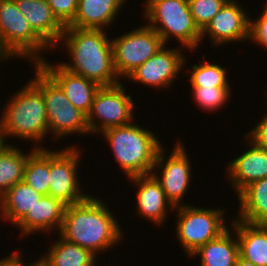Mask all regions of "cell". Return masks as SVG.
I'll list each match as a JSON object with an SVG mask.
<instances>
[{
	"label": "cell",
	"mask_w": 267,
	"mask_h": 266,
	"mask_svg": "<svg viewBox=\"0 0 267 266\" xmlns=\"http://www.w3.org/2000/svg\"><path fill=\"white\" fill-rule=\"evenodd\" d=\"M105 201L89 195L84 201L67 205L59 235L95 255L118 245L123 230Z\"/></svg>",
	"instance_id": "6da1fadb"
},
{
	"label": "cell",
	"mask_w": 267,
	"mask_h": 266,
	"mask_svg": "<svg viewBox=\"0 0 267 266\" xmlns=\"http://www.w3.org/2000/svg\"><path fill=\"white\" fill-rule=\"evenodd\" d=\"M106 29H80L67 26L57 47L69 52L70 62L59 64L71 73L92 80L100 86L121 83L114 67L112 39Z\"/></svg>",
	"instance_id": "7a4b0ae2"
},
{
	"label": "cell",
	"mask_w": 267,
	"mask_h": 266,
	"mask_svg": "<svg viewBox=\"0 0 267 266\" xmlns=\"http://www.w3.org/2000/svg\"><path fill=\"white\" fill-rule=\"evenodd\" d=\"M7 102L0 115V142L15 137L35 141L36 149L46 148L39 144L49 134L43 93L29 80Z\"/></svg>",
	"instance_id": "3957f363"
},
{
	"label": "cell",
	"mask_w": 267,
	"mask_h": 266,
	"mask_svg": "<svg viewBox=\"0 0 267 266\" xmlns=\"http://www.w3.org/2000/svg\"><path fill=\"white\" fill-rule=\"evenodd\" d=\"M142 127L132 122L100 133L127 178L151 174L158 150L163 146L159 137Z\"/></svg>",
	"instance_id": "277c9868"
},
{
	"label": "cell",
	"mask_w": 267,
	"mask_h": 266,
	"mask_svg": "<svg viewBox=\"0 0 267 266\" xmlns=\"http://www.w3.org/2000/svg\"><path fill=\"white\" fill-rule=\"evenodd\" d=\"M143 16L166 45L171 37L191 52L201 44V31L195 25L188 0H145ZM149 21V23H148Z\"/></svg>",
	"instance_id": "5b68a950"
},
{
	"label": "cell",
	"mask_w": 267,
	"mask_h": 266,
	"mask_svg": "<svg viewBox=\"0 0 267 266\" xmlns=\"http://www.w3.org/2000/svg\"><path fill=\"white\" fill-rule=\"evenodd\" d=\"M48 49L50 47L33 31L16 2L0 0V62L15 57L29 58L34 65L45 58L41 52H48Z\"/></svg>",
	"instance_id": "8992f818"
},
{
	"label": "cell",
	"mask_w": 267,
	"mask_h": 266,
	"mask_svg": "<svg viewBox=\"0 0 267 266\" xmlns=\"http://www.w3.org/2000/svg\"><path fill=\"white\" fill-rule=\"evenodd\" d=\"M33 67L35 78L30 81L43 93L52 138L58 141L71 134L84 136L90 133L87 115L69 101L61 88L37 64Z\"/></svg>",
	"instance_id": "52a82bcc"
},
{
	"label": "cell",
	"mask_w": 267,
	"mask_h": 266,
	"mask_svg": "<svg viewBox=\"0 0 267 266\" xmlns=\"http://www.w3.org/2000/svg\"><path fill=\"white\" fill-rule=\"evenodd\" d=\"M174 210L178 213L176 237L189 257L229 227L224 218L225 208H202L190 204L175 207Z\"/></svg>",
	"instance_id": "ba28073f"
},
{
	"label": "cell",
	"mask_w": 267,
	"mask_h": 266,
	"mask_svg": "<svg viewBox=\"0 0 267 266\" xmlns=\"http://www.w3.org/2000/svg\"><path fill=\"white\" fill-rule=\"evenodd\" d=\"M125 89L122 83L99 88L87 114L90 134L97 135L106 129L124 126L134 121L135 103L132 96L126 94Z\"/></svg>",
	"instance_id": "9c48e42d"
},
{
	"label": "cell",
	"mask_w": 267,
	"mask_h": 266,
	"mask_svg": "<svg viewBox=\"0 0 267 266\" xmlns=\"http://www.w3.org/2000/svg\"><path fill=\"white\" fill-rule=\"evenodd\" d=\"M112 41L114 67L119 78H126L153 57L165 44L147 24L126 32Z\"/></svg>",
	"instance_id": "30bf717a"
},
{
	"label": "cell",
	"mask_w": 267,
	"mask_h": 266,
	"mask_svg": "<svg viewBox=\"0 0 267 266\" xmlns=\"http://www.w3.org/2000/svg\"><path fill=\"white\" fill-rule=\"evenodd\" d=\"M183 142H176L172 151L169 153V157L166 158L164 154L166 149L162 146L157 153L155 164L151 174L160 183L167 200L173 205V207H179L183 205H189L182 202L184 195L189 189L192 179V163H190L186 146ZM165 159V160H164ZM158 168V169H157ZM162 168V169H161ZM159 172V170L161 172Z\"/></svg>",
	"instance_id": "8fae6325"
},
{
	"label": "cell",
	"mask_w": 267,
	"mask_h": 266,
	"mask_svg": "<svg viewBox=\"0 0 267 266\" xmlns=\"http://www.w3.org/2000/svg\"><path fill=\"white\" fill-rule=\"evenodd\" d=\"M65 148L50 151L49 195L66 205H71L84 201L89 194L85 191L81 193L83 190L77 174L82 154L80 149L75 146Z\"/></svg>",
	"instance_id": "7c38bea8"
},
{
	"label": "cell",
	"mask_w": 267,
	"mask_h": 266,
	"mask_svg": "<svg viewBox=\"0 0 267 266\" xmlns=\"http://www.w3.org/2000/svg\"><path fill=\"white\" fill-rule=\"evenodd\" d=\"M166 46L164 45L153 57L133 70L127 78L136 84L139 82L158 90L171 87L187 64V59L181 51L186 49H181L183 48L181 46L179 49L177 47L168 49Z\"/></svg>",
	"instance_id": "4fadbf2b"
},
{
	"label": "cell",
	"mask_w": 267,
	"mask_h": 266,
	"mask_svg": "<svg viewBox=\"0 0 267 266\" xmlns=\"http://www.w3.org/2000/svg\"><path fill=\"white\" fill-rule=\"evenodd\" d=\"M239 4L236 0H229L201 31V41L208 36L212 45L222 46L249 40L251 18Z\"/></svg>",
	"instance_id": "5bb4252c"
},
{
	"label": "cell",
	"mask_w": 267,
	"mask_h": 266,
	"mask_svg": "<svg viewBox=\"0 0 267 266\" xmlns=\"http://www.w3.org/2000/svg\"><path fill=\"white\" fill-rule=\"evenodd\" d=\"M45 59L39 61L37 65L61 88L69 101L87 115L101 86L83 76L71 73L58 62L51 64Z\"/></svg>",
	"instance_id": "9a60e30c"
},
{
	"label": "cell",
	"mask_w": 267,
	"mask_h": 266,
	"mask_svg": "<svg viewBox=\"0 0 267 266\" xmlns=\"http://www.w3.org/2000/svg\"><path fill=\"white\" fill-rule=\"evenodd\" d=\"M244 138L248 149L229 161L225 169L237 195L252 182L267 177V151Z\"/></svg>",
	"instance_id": "2e32d148"
},
{
	"label": "cell",
	"mask_w": 267,
	"mask_h": 266,
	"mask_svg": "<svg viewBox=\"0 0 267 266\" xmlns=\"http://www.w3.org/2000/svg\"><path fill=\"white\" fill-rule=\"evenodd\" d=\"M129 179L137 186L136 204L138 215L157 225H164L168 209L174 210L173 205L167 200L160 183L152 174L133 176ZM168 208V209H167ZM164 223V224H163Z\"/></svg>",
	"instance_id": "e0dca14e"
},
{
	"label": "cell",
	"mask_w": 267,
	"mask_h": 266,
	"mask_svg": "<svg viewBox=\"0 0 267 266\" xmlns=\"http://www.w3.org/2000/svg\"><path fill=\"white\" fill-rule=\"evenodd\" d=\"M66 206V204L55 197L43 195L14 227L21 228L19 236L22 235V237H27L30 233L36 234L38 231L43 233L53 232L56 228L59 232L63 223Z\"/></svg>",
	"instance_id": "ac0fdd59"
},
{
	"label": "cell",
	"mask_w": 267,
	"mask_h": 266,
	"mask_svg": "<svg viewBox=\"0 0 267 266\" xmlns=\"http://www.w3.org/2000/svg\"><path fill=\"white\" fill-rule=\"evenodd\" d=\"M33 31L50 47L57 48L65 27L46 0H14Z\"/></svg>",
	"instance_id": "d6986e66"
},
{
	"label": "cell",
	"mask_w": 267,
	"mask_h": 266,
	"mask_svg": "<svg viewBox=\"0 0 267 266\" xmlns=\"http://www.w3.org/2000/svg\"><path fill=\"white\" fill-rule=\"evenodd\" d=\"M128 0H79L78 10L70 27L103 29L112 25ZM121 9V10H120Z\"/></svg>",
	"instance_id": "ffe728a7"
},
{
	"label": "cell",
	"mask_w": 267,
	"mask_h": 266,
	"mask_svg": "<svg viewBox=\"0 0 267 266\" xmlns=\"http://www.w3.org/2000/svg\"><path fill=\"white\" fill-rule=\"evenodd\" d=\"M239 242V255L257 266H267V225L232 219Z\"/></svg>",
	"instance_id": "44dd1931"
},
{
	"label": "cell",
	"mask_w": 267,
	"mask_h": 266,
	"mask_svg": "<svg viewBox=\"0 0 267 266\" xmlns=\"http://www.w3.org/2000/svg\"><path fill=\"white\" fill-rule=\"evenodd\" d=\"M235 234V230L229 227L219 237L201 246L191 257L199 256L200 266H235L239 256V242Z\"/></svg>",
	"instance_id": "7402d4cb"
},
{
	"label": "cell",
	"mask_w": 267,
	"mask_h": 266,
	"mask_svg": "<svg viewBox=\"0 0 267 266\" xmlns=\"http://www.w3.org/2000/svg\"><path fill=\"white\" fill-rule=\"evenodd\" d=\"M237 196L240 206L236 219L267 225V177L252 182Z\"/></svg>",
	"instance_id": "603a6c76"
},
{
	"label": "cell",
	"mask_w": 267,
	"mask_h": 266,
	"mask_svg": "<svg viewBox=\"0 0 267 266\" xmlns=\"http://www.w3.org/2000/svg\"><path fill=\"white\" fill-rule=\"evenodd\" d=\"M48 254L41 256L46 266H96L97 256L91 251L71 243L60 235L51 243ZM96 264V265H95Z\"/></svg>",
	"instance_id": "cb8c5ba5"
},
{
	"label": "cell",
	"mask_w": 267,
	"mask_h": 266,
	"mask_svg": "<svg viewBox=\"0 0 267 266\" xmlns=\"http://www.w3.org/2000/svg\"><path fill=\"white\" fill-rule=\"evenodd\" d=\"M42 196L24 181L15 184L3 195L0 218L15 226Z\"/></svg>",
	"instance_id": "d4e9b609"
},
{
	"label": "cell",
	"mask_w": 267,
	"mask_h": 266,
	"mask_svg": "<svg viewBox=\"0 0 267 266\" xmlns=\"http://www.w3.org/2000/svg\"><path fill=\"white\" fill-rule=\"evenodd\" d=\"M35 150L33 145V149L25 154L11 143L0 142V190L3 194L23 181L27 159Z\"/></svg>",
	"instance_id": "484cf974"
},
{
	"label": "cell",
	"mask_w": 267,
	"mask_h": 266,
	"mask_svg": "<svg viewBox=\"0 0 267 266\" xmlns=\"http://www.w3.org/2000/svg\"><path fill=\"white\" fill-rule=\"evenodd\" d=\"M23 181L42 195H49L50 149H36L27 159Z\"/></svg>",
	"instance_id": "4316f807"
},
{
	"label": "cell",
	"mask_w": 267,
	"mask_h": 266,
	"mask_svg": "<svg viewBox=\"0 0 267 266\" xmlns=\"http://www.w3.org/2000/svg\"><path fill=\"white\" fill-rule=\"evenodd\" d=\"M193 64L192 69L187 70L189 75V83L191 87H231L228 82V72L225 67L220 64L211 62H202Z\"/></svg>",
	"instance_id": "83f0119b"
},
{
	"label": "cell",
	"mask_w": 267,
	"mask_h": 266,
	"mask_svg": "<svg viewBox=\"0 0 267 266\" xmlns=\"http://www.w3.org/2000/svg\"><path fill=\"white\" fill-rule=\"evenodd\" d=\"M231 87H192L195 105L203 110L216 111L225 107L231 98Z\"/></svg>",
	"instance_id": "f1b7e54d"
},
{
	"label": "cell",
	"mask_w": 267,
	"mask_h": 266,
	"mask_svg": "<svg viewBox=\"0 0 267 266\" xmlns=\"http://www.w3.org/2000/svg\"><path fill=\"white\" fill-rule=\"evenodd\" d=\"M229 0H188L195 25L202 31Z\"/></svg>",
	"instance_id": "f546056e"
},
{
	"label": "cell",
	"mask_w": 267,
	"mask_h": 266,
	"mask_svg": "<svg viewBox=\"0 0 267 266\" xmlns=\"http://www.w3.org/2000/svg\"><path fill=\"white\" fill-rule=\"evenodd\" d=\"M58 21L69 26L77 13L79 0H46Z\"/></svg>",
	"instance_id": "4dcf8cb0"
},
{
	"label": "cell",
	"mask_w": 267,
	"mask_h": 266,
	"mask_svg": "<svg viewBox=\"0 0 267 266\" xmlns=\"http://www.w3.org/2000/svg\"><path fill=\"white\" fill-rule=\"evenodd\" d=\"M262 13L255 20L250 19V38L257 45L267 49V2Z\"/></svg>",
	"instance_id": "1f68e13d"
},
{
	"label": "cell",
	"mask_w": 267,
	"mask_h": 266,
	"mask_svg": "<svg viewBox=\"0 0 267 266\" xmlns=\"http://www.w3.org/2000/svg\"><path fill=\"white\" fill-rule=\"evenodd\" d=\"M245 136L256 146L267 151V113Z\"/></svg>",
	"instance_id": "d6a6232c"
},
{
	"label": "cell",
	"mask_w": 267,
	"mask_h": 266,
	"mask_svg": "<svg viewBox=\"0 0 267 266\" xmlns=\"http://www.w3.org/2000/svg\"><path fill=\"white\" fill-rule=\"evenodd\" d=\"M20 252H14L11 253V255L2 258L0 260V266H23V261H22V253L20 255Z\"/></svg>",
	"instance_id": "836d02e7"
},
{
	"label": "cell",
	"mask_w": 267,
	"mask_h": 266,
	"mask_svg": "<svg viewBox=\"0 0 267 266\" xmlns=\"http://www.w3.org/2000/svg\"><path fill=\"white\" fill-rule=\"evenodd\" d=\"M235 266H257L254 263L245 260L244 258H242L240 255L237 258L236 264Z\"/></svg>",
	"instance_id": "e575fe53"
},
{
	"label": "cell",
	"mask_w": 267,
	"mask_h": 266,
	"mask_svg": "<svg viewBox=\"0 0 267 266\" xmlns=\"http://www.w3.org/2000/svg\"><path fill=\"white\" fill-rule=\"evenodd\" d=\"M23 266H46L42 261H41V259L40 258H38L35 262H31V263H24L23 262Z\"/></svg>",
	"instance_id": "d590c367"
},
{
	"label": "cell",
	"mask_w": 267,
	"mask_h": 266,
	"mask_svg": "<svg viewBox=\"0 0 267 266\" xmlns=\"http://www.w3.org/2000/svg\"><path fill=\"white\" fill-rule=\"evenodd\" d=\"M3 195L4 194L0 190V212H1V209H2V206H3Z\"/></svg>",
	"instance_id": "8d00e7d4"
}]
</instances>
